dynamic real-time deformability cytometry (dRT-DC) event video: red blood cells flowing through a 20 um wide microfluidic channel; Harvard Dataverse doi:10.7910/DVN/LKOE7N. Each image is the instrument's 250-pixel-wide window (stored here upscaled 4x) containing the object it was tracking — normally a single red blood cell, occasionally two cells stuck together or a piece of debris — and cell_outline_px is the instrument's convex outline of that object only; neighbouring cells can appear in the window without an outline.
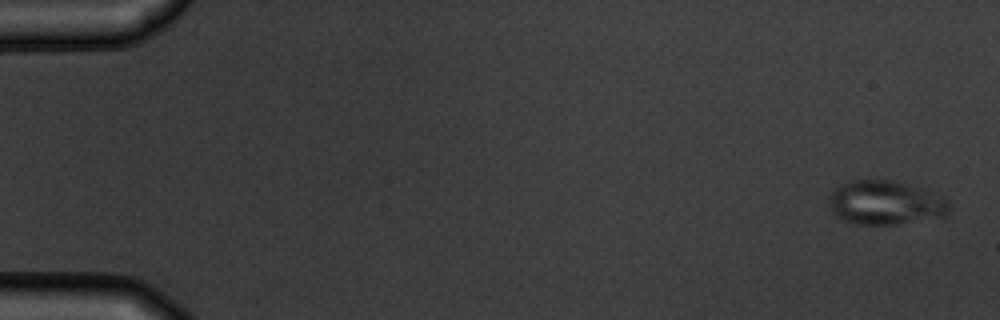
{"species": "common noctule bat (a hibernating species)", "species_latin": "Nyctalus noctula", "temperature_condition": "warm", "stored_images_in_passage": 5, "camera_frame_rate_fps": 3000, "um_per_image_px": 0.085, "animal": {"sex": "male", "body_mass_g": 19.5, "forearm_length_mm": 54.6}, "frame": {"image": 1, "passage_image": 1, "time_ms": 0.0, "image_size_px": [1000, 320], "cell_outline_px": [[952, 208], [948, 216], [896, 224], [856, 224], [844, 220], [836, 216], [828, 204], [828, 196], [840, 184], [848, 180], [892, 180], [920, 188], [944, 196], [948, 200]], "centroid_in_image_um": [75.29, 17.23], "position_along_channel_um": 9.7, "area_um2": 31.15}}